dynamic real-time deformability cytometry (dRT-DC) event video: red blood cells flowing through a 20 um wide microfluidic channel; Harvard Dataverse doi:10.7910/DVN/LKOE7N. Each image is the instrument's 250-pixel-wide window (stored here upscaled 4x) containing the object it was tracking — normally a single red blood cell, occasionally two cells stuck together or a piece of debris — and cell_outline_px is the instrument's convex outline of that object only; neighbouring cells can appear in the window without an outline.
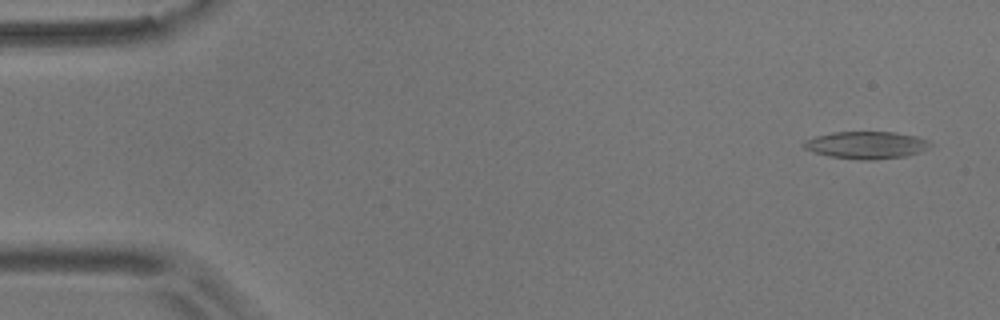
{"species": "common noctule bat (a hibernating species)", "species_latin": "Nyctalus noctula", "temperature_condition": "room temperature", "stored_images_in_passage": 55, "camera_frame_rate_fps": 3000, "um_per_image_px": 0.085, "animal": {"sex": "male", "body_mass_g": 17.9}, "frame": {"image": 1, "passage_image": 3, "time_ms": 0.667, "image_size_px": [1000, 320], "cell_outline_px": [[932, 144], [916, 152], [904, 156], [872, 160], [860, 160], [828, 156], [804, 148], [804, 140], [816, 136], [832, 132], [896, 132], [916, 136], [928, 140]], "centroid_in_image_um": [73.6, 12.32], "position_along_channel_um": 11.4, "area_um2": 19.83}}
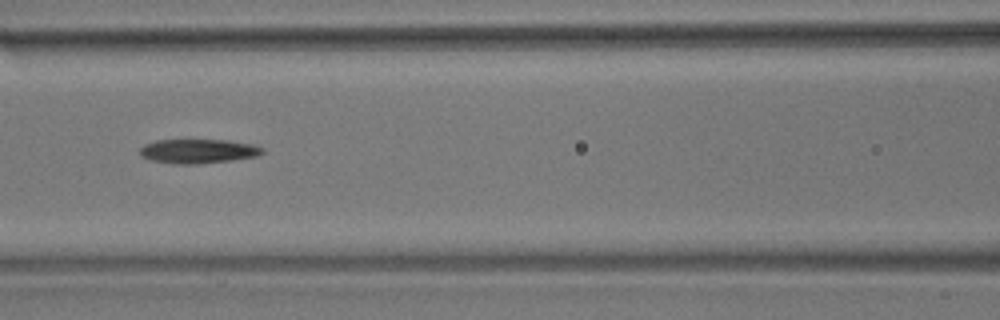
{"frame": {"image": 2, "passage_image": 24, "time_ms": 7.667, "image_size_px": [1000, 320], "cell_outline_px": [[264, 152], [260, 156], [232, 160], [196, 164], [176, 164], [152, 160], [140, 156], [140, 148], [144, 144], [156, 140], [228, 140], [252, 144], [264, 148]], "centroid_in_image_um": [16.87, 12.85], "position_along_channel_um": 149.7, "area_um2": 17.4}}
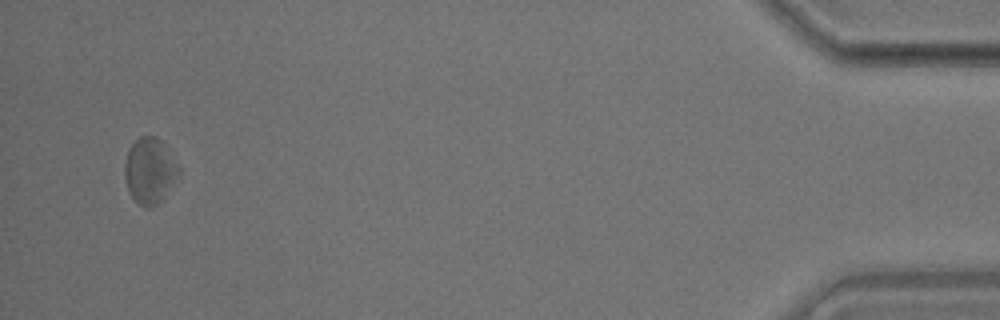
{"frame": {"image": 3, "passage_image": 53, "time_ms": 17.333, "image_size_px": [1000, 320], "cell_outline_px": [[180, 176], [160, 200], [152, 208], [144, 208], [128, 192], [124, 176], [124, 164], [128, 148], [140, 136], [152, 136], [156, 140], [180, 168]], "centroid_in_image_um": [12.68, 14.57], "position_along_channel_um": 422.5, "area_um2": 20.11}, "authors_computed_cell_mechanics": {"area_um2": 18.8428, "velocity_mm_per_s": 3.6535, "shape_relaxation_time_tau1_ms": 3.624, "shape_relaxation_time_tau2_ms": 8.017, "deformation_change_tau1": 0.1292, "deformation_change_tau2": 0.214}}